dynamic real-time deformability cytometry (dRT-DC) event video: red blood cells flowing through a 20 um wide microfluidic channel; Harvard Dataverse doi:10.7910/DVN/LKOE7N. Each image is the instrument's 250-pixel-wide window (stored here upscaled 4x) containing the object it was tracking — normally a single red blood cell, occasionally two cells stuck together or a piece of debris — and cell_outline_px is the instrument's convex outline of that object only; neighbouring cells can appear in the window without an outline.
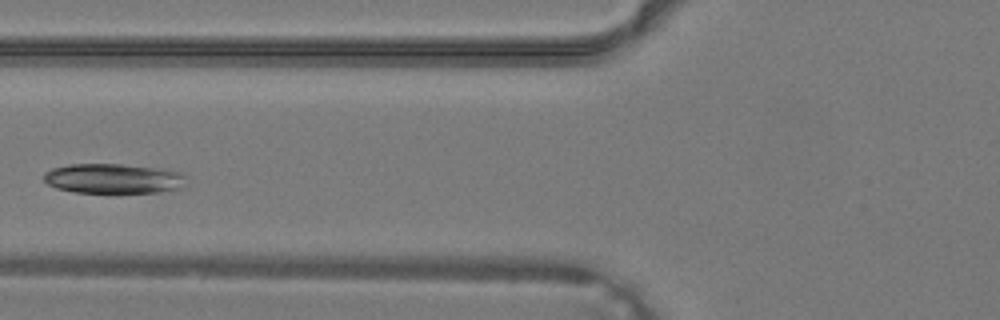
{"species": "common noctule bat (a hibernating species)", "species_latin": "Nyctalus noctula", "temperature_condition": "warm", "stored_images_in_passage": 11, "camera_frame_rate_fps": 3000, "um_per_image_px": 0.085, "animal": {"sex": "male", "body_mass_g": 19.2, "forearm_length_mm": 51.8}, "frame": {"image": 1, "passage_image": 5, "time_ms": 1.333, "image_size_px": [1000, 320], "cell_outline_px": [[188, 176], [184, 188], [160, 192], [76, 192], [56, 188], [48, 184], [44, 180], [44, 172], [52, 168], [68, 164], [120, 164], [156, 168], [184, 172]], "centroid_in_image_um": [9.7, 15.17], "position_along_channel_um": 116.1, "area_um2": 24.97}}
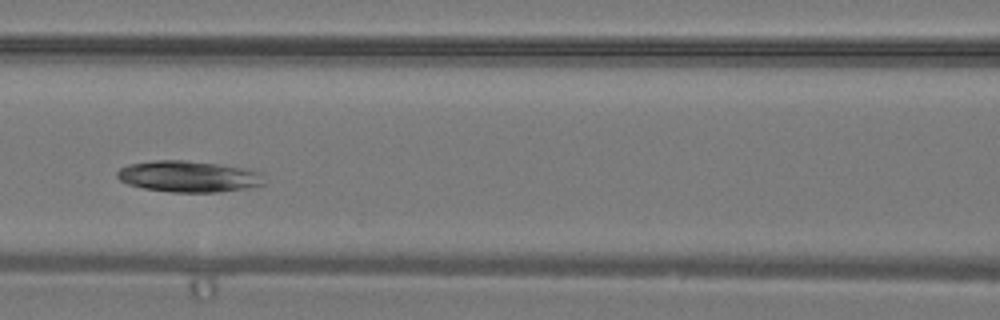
{"frame": {"image": 2, "passage_image": 7, "time_ms": 2.0, "image_size_px": [1000, 320], "cell_outline_px": [[264, 184], [244, 188], [216, 192], [172, 192], [144, 188], [128, 184], [120, 180], [116, 176], [116, 172], [120, 168], [128, 164], [156, 160], [184, 160], [220, 164], [244, 168], [260, 172]], "centroid_in_image_um": [15.98, 14.99], "position_along_channel_um": 150.6, "area_um2": 26.59}}